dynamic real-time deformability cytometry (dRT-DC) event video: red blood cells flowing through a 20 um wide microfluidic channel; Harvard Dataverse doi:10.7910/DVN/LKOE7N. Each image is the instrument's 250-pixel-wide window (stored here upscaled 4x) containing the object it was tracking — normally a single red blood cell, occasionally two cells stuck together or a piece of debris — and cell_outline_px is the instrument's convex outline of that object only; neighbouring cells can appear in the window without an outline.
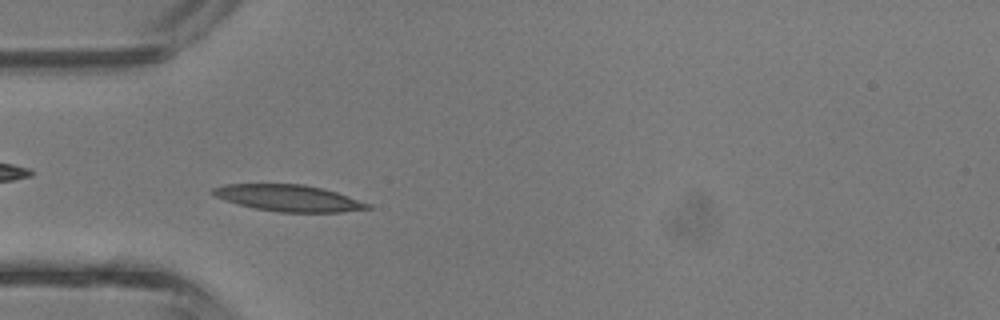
{"species": "common noctule bat (a hibernating species)", "species_latin": "Nyctalus noctula", "temperature_condition": "room temperature", "stored_images_in_passage": 33, "camera_frame_rate_fps": 3000, "um_per_image_px": 0.085, "animal": {"sex": "male", "body_mass_g": 13.3}, "frame": {"image": 1, "passage_image": 4, "time_ms": 1.0, "image_size_px": [1000, 320], "cell_outline_px": [[372, 208], [340, 212], [280, 212], [256, 208], [224, 200], [208, 192], [212, 188], [224, 184], [304, 184], [324, 188], [372, 204]], "centroid_in_image_um": [24.53, 16.82], "position_along_channel_um": 60.5, "area_um2": 23.87}}
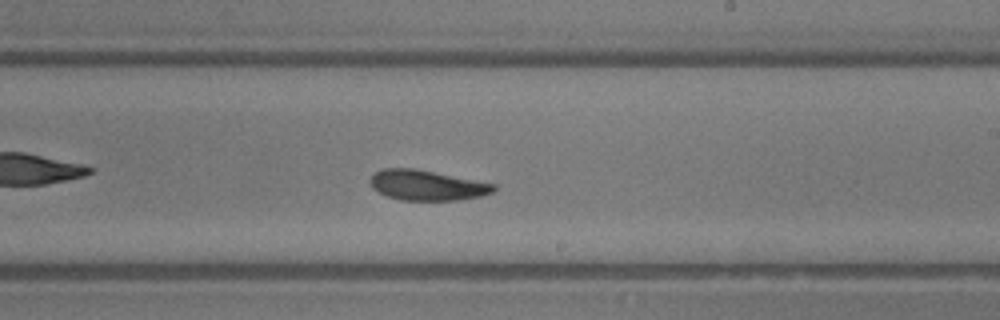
{"frame": {"image": 2, "passage_image": 16, "time_ms": 5.0, "image_size_px": [1000, 320], "cell_outline_px": [[496, 188], [492, 192], [480, 196], [456, 200], [400, 200], [388, 196], [372, 188], [368, 180], [380, 168], [416, 168], [496, 184]], "centroid_in_image_um": [36.26, 15.73], "position_along_channel_um": 252.7, "area_um2": 21.73}}
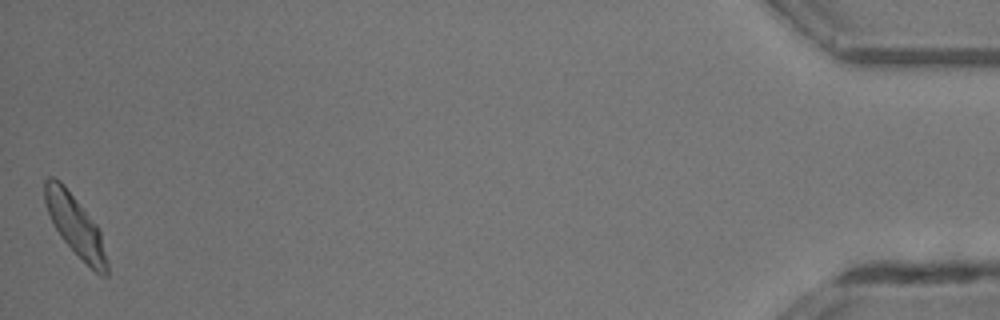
{"frame": {"image": 3, "passage_image": 33, "time_ms": 10.667, "image_size_px": [1000, 320], "cell_outline_px": [[108, 276], [100, 276], [60, 236], [48, 212], [44, 200], [44, 180], [48, 176], [52, 176], [60, 180], [64, 184], [100, 228], [108, 260]], "centroid_in_image_um": [6.43, 19.14], "position_along_channel_um": 428.8, "area_um2": 21.85}, "authors_computed_cell_mechanics": {"area_um2": 21.964, "velocity_mm_per_s": 4.8664, "shape_relaxation_time_tau1_ms": 1.964, "shape_relaxation_time_tau2_ms": 1.4503, "deformation_change_tau1": 0.1278, "deformation_change_tau2": 0.0775}}